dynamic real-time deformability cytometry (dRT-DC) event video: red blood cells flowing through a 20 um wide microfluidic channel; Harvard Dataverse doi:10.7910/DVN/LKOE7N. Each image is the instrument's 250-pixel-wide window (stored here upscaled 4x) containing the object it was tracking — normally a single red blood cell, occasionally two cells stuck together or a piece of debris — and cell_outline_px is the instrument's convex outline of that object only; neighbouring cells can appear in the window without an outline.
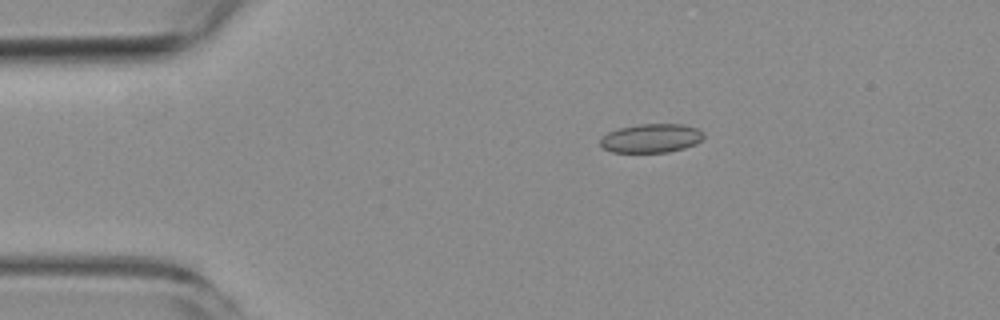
{"species": "common noctule bat (a hibernating species)", "species_latin": "Nyctalus noctula", "temperature_condition": "room temperature", "stored_images_in_passage": 5, "camera_frame_rate_fps": 3000, "um_per_image_px": 0.085, "animal": {"sex": "female", "body_mass_g": 19.3, "forearm_length_mm": 54.1}, "frame": {"image": 1, "passage_image": 3, "time_ms": 2.333, "image_size_px": [1000, 320], "cell_outline_px": [[704, 136], [696, 144], [684, 148], [668, 152], [612, 152], [604, 148], [600, 144], [600, 140], [608, 132], [620, 128], [640, 124], [684, 124], [696, 128], [704, 132]], "centroid_in_image_um": [55.38, 11.75], "position_along_channel_um": 29.6, "area_um2": 17.28}}
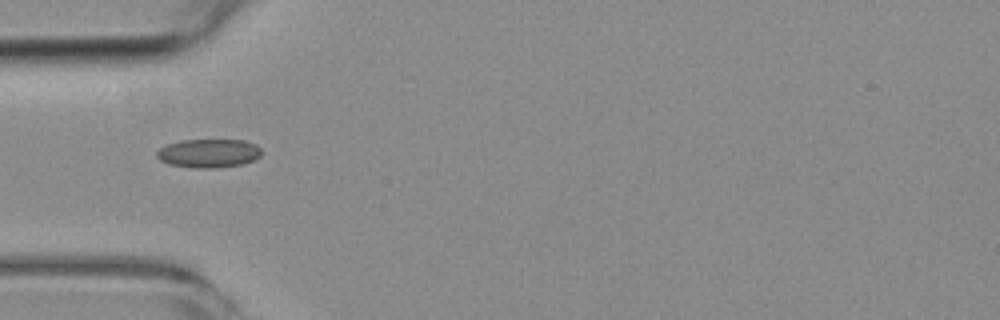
{"frame": {"image": 2, "passage_image": 5, "time_ms": 4.667, "image_size_px": [1000, 320], "cell_outline_px": [[260, 156], [244, 164], [212, 168], [196, 168], [168, 164], [160, 160], [156, 156], [156, 152], [160, 148], [168, 144], [180, 140], [244, 140], [256, 144], [260, 148]], "centroid_in_image_um": [17.72, 13.02], "position_along_channel_um": 67.3, "area_um2": 17.46}}